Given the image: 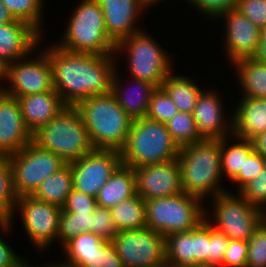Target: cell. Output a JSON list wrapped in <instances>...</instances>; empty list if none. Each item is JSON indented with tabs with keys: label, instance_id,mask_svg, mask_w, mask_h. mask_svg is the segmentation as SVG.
I'll use <instances>...</instances> for the list:
<instances>
[{
	"label": "cell",
	"instance_id": "cell-19",
	"mask_svg": "<svg viewBox=\"0 0 266 267\" xmlns=\"http://www.w3.org/2000/svg\"><path fill=\"white\" fill-rule=\"evenodd\" d=\"M42 35L30 24L15 20L0 24V68L26 57L37 48Z\"/></svg>",
	"mask_w": 266,
	"mask_h": 267
},
{
	"label": "cell",
	"instance_id": "cell-17",
	"mask_svg": "<svg viewBox=\"0 0 266 267\" xmlns=\"http://www.w3.org/2000/svg\"><path fill=\"white\" fill-rule=\"evenodd\" d=\"M204 90L199 95L192 112L200 136L203 139L217 140L232 136L233 117L227 119L224 115L222 98L218 92Z\"/></svg>",
	"mask_w": 266,
	"mask_h": 267
},
{
	"label": "cell",
	"instance_id": "cell-13",
	"mask_svg": "<svg viewBox=\"0 0 266 267\" xmlns=\"http://www.w3.org/2000/svg\"><path fill=\"white\" fill-rule=\"evenodd\" d=\"M18 210V211H16ZM62 208L34 198L32 195L19 197L14 214L21 213V221L28 239L36 250L44 251L58 237V224Z\"/></svg>",
	"mask_w": 266,
	"mask_h": 267
},
{
	"label": "cell",
	"instance_id": "cell-53",
	"mask_svg": "<svg viewBox=\"0 0 266 267\" xmlns=\"http://www.w3.org/2000/svg\"><path fill=\"white\" fill-rule=\"evenodd\" d=\"M29 267H34L33 265L31 266V265H29ZM36 267V266H35ZM37 267H39V266H37ZM41 267H67V266H64V265H62V264H60V263H55V264H46V266H45V264L44 265H41Z\"/></svg>",
	"mask_w": 266,
	"mask_h": 267
},
{
	"label": "cell",
	"instance_id": "cell-25",
	"mask_svg": "<svg viewBox=\"0 0 266 267\" xmlns=\"http://www.w3.org/2000/svg\"><path fill=\"white\" fill-rule=\"evenodd\" d=\"M232 64L238 75V85L243 89L242 97L266 98V63L255 57H244Z\"/></svg>",
	"mask_w": 266,
	"mask_h": 267
},
{
	"label": "cell",
	"instance_id": "cell-14",
	"mask_svg": "<svg viewBox=\"0 0 266 267\" xmlns=\"http://www.w3.org/2000/svg\"><path fill=\"white\" fill-rule=\"evenodd\" d=\"M69 164L73 188L96 198L101 187L122 164V159L119 151L93 150Z\"/></svg>",
	"mask_w": 266,
	"mask_h": 267
},
{
	"label": "cell",
	"instance_id": "cell-41",
	"mask_svg": "<svg viewBox=\"0 0 266 267\" xmlns=\"http://www.w3.org/2000/svg\"><path fill=\"white\" fill-rule=\"evenodd\" d=\"M266 163V159L256 152L255 150L245 158V164L243 165V171H240L232 180L238 187L239 192L247 183L257 177L263 170Z\"/></svg>",
	"mask_w": 266,
	"mask_h": 267
},
{
	"label": "cell",
	"instance_id": "cell-56",
	"mask_svg": "<svg viewBox=\"0 0 266 267\" xmlns=\"http://www.w3.org/2000/svg\"><path fill=\"white\" fill-rule=\"evenodd\" d=\"M7 159L6 155L0 153V165Z\"/></svg>",
	"mask_w": 266,
	"mask_h": 267
},
{
	"label": "cell",
	"instance_id": "cell-7",
	"mask_svg": "<svg viewBox=\"0 0 266 267\" xmlns=\"http://www.w3.org/2000/svg\"><path fill=\"white\" fill-rule=\"evenodd\" d=\"M203 200L199 197L179 193L170 197L145 200L146 227L165 238L173 233L190 231L205 220Z\"/></svg>",
	"mask_w": 266,
	"mask_h": 267
},
{
	"label": "cell",
	"instance_id": "cell-8",
	"mask_svg": "<svg viewBox=\"0 0 266 267\" xmlns=\"http://www.w3.org/2000/svg\"><path fill=\"white\" fill-rule=\"evenodd\" d=\"M148 34L141 30L125 37L116 43L115 54L127 52L130 78L145 80L161 88L163 81L172 73V59Z\"/></svg>",
	"mask_w": 266,
	"mask_h": 267
},
{
	"label": "cell",
	"instance_id": "cell-47",
	"mask_svg": "<svg viewBox=\"0 0 266 267\" xmlns=\"http://www.w3.org/2000/svg\"><path fill=\"white\" fill-rule=\"evenodd\" d=\"M230 239L210 225L211 265H223L224 252Z\"/></svg>",
	"mask_w": 266,
	"mask_h": 267
},
{
	"label": "cell",
	"instance_id": "cell-15",
	"mask_svg": "<svg viewBox=\"0 0 266 267\" xmlns=\"http://www.w3.org/2000/svg\"><path fill=\"white\" fill-rule=\"evenodd\" d=\"M137 194L143 200L170 197L184 192L177 159L134 168Z\"/></svg>",
	"mask_w": 266,
	"mask_h": 267
},
{
	"label": "cell",
	"instance_id": "cell-30",
	"mask_svg": "<svg viewBox=\"0 0 266 267\" xmlns=\"http://www.w3.org/2000/svg\"><path fill=\"white\" fill-rule=\"evenodd\" d=\"M110 210L118 231L140 229L147 225L145 201L138 194L123 200Z\"/></svg>",
	"mask_w": 266,
	"mask_h": 267
},
{
	"label": "cell",
	"instance_id": "cell-46",
	"mask_svg": "<svg viewBox=\"0 0 266 267\" xmlns=\"http://www.w3.org/2000/svg\"><path fill=\"white\" fill-rule=\"evenodd\" d=\"M96 204L95 197L88 196L73 188L62 209L67 212H93Z\"/></svg>",
	"mask_w": 266,
	"mask_h": 267
},
{
	"label": "cell",
	"instance_id": "cell-32",
	"mask_svg": "<svg viewBox=\"0 0 266 267\" xmlns=\"http://www.w3.org/2000/svg\"><path fill=\"white\" fill-rule=\"evenodd\" d=\"M92 212H67L61 210L57 241L63 246L70 239L82 233H92Z\"/></svg>",
	"mask_w": 266,
	"mask_h": 267
},
{
	"label": "cell",
	"instance_id": "cell-36",
	"mask_svg": "<svg viewBox=\"0 0 266 267\" xmlns=\"http://www.w3.org/2000/svg\"><path fill=\"white\" fill-rule=\"evenodd\" d=\"M179 112L177 106L162 89L157 88L150 98L146 118L166 124Z\"/></svg>",
	"mask_w": 266,
	"mask_h": 267
},
{
	"label": "cell",
	"instance_id": "cell-6",
	"mask_svg": "<svg viewBox=\"0 0 266 267\" xmlns=\"http://www.w3.org/2000/svg\"><path fill=\"white\" fill-rule=\"evenodd\" d=\"M70 16L63 38L56 45L70 52L115 54L116 43L106 32L98 0H81Z\"/></svg>",
	"mask_w": 266,
	"mask_h": 267
},
{
	"label": "cell",
	"instance_id": "cell-58",
	"mask_svg": "<svg viewBox=\"0 0 266 267\" xmlns=\"http://www.w3.org/2000/svg\"><path fill=\"white\" fill-rule=\"evenodd\" d=\"M1 80H2V69L0 68V84L3 83L1 82Z\"/></svg>",
	"mask_w": 266,
	"mask_h": 267
},
{
	"label": "cell",
	"instance_id": "cell-4",
	"mask_svg": "<svg viewBox=\"0 0 266 267\" xmlns=\"http://www.w3.org/2000/svg\"><path fill=\"white\" fill-rule=\"evenodd\" d=\"M32 141L58 155L67 164L94 150L80 112L69 105L33 133Z\"/></svg>",
	"mask_w": 266,
	"mask_h": 267
},
{
	"label": "cell",
	"instance_id": "cell-22",
	"mask_svg": "<svg viewBox=\"0 0 266 267\" xmlns=\"http://www.w3.org/2000/svg\"><path fill=\"white\" fill-rule=\"evenodd\" d=\"M230 116L233 136L252 140L266 131V98L242 97Z\"/></svg>",
	"mask_w": 266,
	"mask_h": 267
},
{
	"label": "cell",
	"instance_id": "cell-3",
	"mask_svg": "<svg viewBox=\"0 0 266 267\" xmlns=\"http://www.w3.org/2000/svg\"><path fill=\"white\" fill-rule=\"evenodd\" d=\"M177 160L181 185L185 193L204 200L207 195L215 197L227 192L220 186L223 180L220 139H202L183 146L180 148Z\"/></svg>",
	"mask_w": 266,
	"mask_h": 267
},
{
	"label": "cell",
	"instance_id": "cell-29",
	"mask_svg": "<svg viewBox=\"0 0 266 267\" xmlns=\"http://www.w3.org/2000/svg\"><path fill=\"white\" fill-rule=\"evenodd\" d=\"M166 266L194 267V229L165 238Z\"/></svg>",
	"mask_w": 266,
	"mask_h": 267
},
{
	"label": "cell",
	"instance_id": "cell-18",
	"mask_svg": "<svg viewBox=\"0 0 266 267\" xmlns=\"http://www.w3.org/2000/svg\"><path fill=\"white\" fill-rule=\"evenodd\" d=\"M31 141L18 99L0 89V153L8 156L19 152Z\"/></svg>",
	"mask_w": 266,
	"mask_h": 267
},
{
	"label": "cell",
	"instance_id": "cell-21",
	"mask_svg": "<svg viewBox=\"0 0 266 267\" xmlns=\"http://www.w3.org/2000/svg\"><path fill=\"white\" fill-rule=\"evenodd\" d=\"M17 99L24 123L32 134L67 106L55 90L30 94Z\"/></svg>",
	"mask_w": 266,
	"mask_h": 267
},
{
	"label": "cell",
	"instance_id": "cell-24",
	"mask_svg": "<svg viewBox=\"0 0 266 267\" xmlns=\"http://www.w3.org/2000/svg\"><path fill=\"white\" fill-rule=\"evenodd\" d=\"M136 194L135 171L132 167L121 164L99 190L96 203L105 208H112Z\"/></svg>",
	"mask_w": 266,
	"mask_h": 267
},
{
	"label": "cell",
	"instance_id": "cell-28",
	"mask_svg": "<svg viewBox=\"0 0 266 267\" xmlns=\"http://www.w3.org/2000/svg\"><path fill=\"white\" fill-rule=\"evenodd\" d=\"M229 138L230 136L220 139V152L222 176L224 178V175H226L225 177H228L231 181L240 171H243L245 158H248L254 151V146L251 140L242 139L233 135L231 138H235L237 142H232L234 144L229 145V142L232 140Z\"/></svg>",
	"mask_w": 266,
	"mask_h": 267
},
{
	"label": "cell",
	"instance_id": "cell-48",
	"mask_svg": "<svg viewBox=\"0 0 266 267\" xmlns=\"http://www.w3.org/2000/svg\"><path fill=\"white\" fill-rule=\"evenodd\" d=\"M6 243L3 238L0 237V267H18L25 258L19 257Z\"/></svg>",
	"mask_w": 266,
	"mask_h": 267
},
{
	"label": "cell",
	"instance_id": "cell-16",
	"mask_svg": "<svg viewBox=\"0 0 266 267\" xmlns=\"http://www.w3.org/2000/svg\"><path fill=\"white\" fill-rule=\"evenodd\" d=\"M218 18L226 21L224 48L231 65L238 59L254 57L259 49L262 30L237 9L225 11L215 19Z\"/></svg>",
	"mask_w": 266,
	"mask_h": 267
},
{
	"label": "cell",
	"instance_id": "cell-31",
	"mask_svg": "<svg viewBox=\"0 0 266 267\" xmlns=\"http://www.w3.org/2000/svg\"><path fill=\"white\" fill-rule=\"evenodd\" d=\"M108 240L93 233H82L67 241L62 249L66 261L61 263L67 267H80L93 253L99 250Z\"/></svg>",
	"mask_w": 266,
	"mask_h": 267
},
{
	"label": "cell",
	"instance_id": "cell-44",
	"mask_svg": "<svg viewBox=\"0 0 266 267\" xmlns=\"http://www.w3.org/2000/svg\"><path fill=\"white\" fill-rule=\"evenodd\" d=\"M248 256L247 241L230 239L223 256L224 267H246Z\"/></svg>",
	"mask_w": 266,
	"mask_h": 267
},
{
	"label": "cell",
	"instance_id": "cell-12",
	"mask_svg": "<svg viewBox=\"0 0 266 267\" xmlns=\"http://www.w3.org/2000/svg\"><path fill=\"white\" fill-rule=\"evenodd\" d=\"M125 267H165V237L148 228L119 231L111 240Z\"/></svg>",
	"mask_w": 266,
	"mask_h": 267
},
{
	"label": "cell",
	"instance_id": "cell-55",
	"mask_svg": "<svg viewBox=\"0 0 266 267\" xmlns=\"http://www.w3.org/2000/svg\"><path fill=\"white\" fill-rule=\"evenodd\" d=\"M194 267H224V266L223 265L203 264V265H195Z\"/></svg>",
	"mask_w": 266,
	"mask_h": 267
},
{
	"label": "cell",
	"instance_id": "cell-51",
	"mask_svg": "<svg viewBox=\"0 0 266 267\" xmlns=\"http://www.w3.org/2000/svg\"><path fill=\"white\" fill-rule=\"evenodd\" d=\"M15 17L9 9L0 0V24H6L15 21Z\"/></svg>",
	"mask_w": 266,
	"mask_h": 267
},
{
	"label": "cell",
	"instance_id": "cell-1",
	"mask_svg": "<svg viewBox=\"0 0 266 267\" xmlns=\"http://www.w3.org/2000/svg\"><path fill=\"white\" fill-rule=\"evenodd\" d=\"M54 90L62 101L75 106L83 99L112 92L116 54L70 52L58 45L47 48Z\"/></svg>",
	"mask_w": 266,
	"mask_h": 267
},
{
	"label": "cell",
	"instance_id": "cell-38",
	"mask_svg": "<svg viewBox=\"0 0 266 267\" xmlns=\"http://www.w3.org/2000/svg\"><path fill=\"white\" fill-rule=\"evenodd\" d=\"M250 205L266 211V163L261 173L238 193Z\"/></svg>",
	"mask_w": 266,
	"mask_h": 267
},
{
	"label": "cell",
	"instance_id": "cell-43",
	"mask_svg": "<svg viewBox=\"0 0 266 267\" xmlns=\"http://www.w3.org/2000/svg\"><path fill=\"white\" fill-rule=\"evenodd\" d=\"M235 9L261 30L266 28V0H238Z\"/></svg>",
	"mask_w": 266,
	"mask_h": 267
},
{
	"label": "cell",
	"instance_id": "cell-34",
	"mask_svg": "<svg viewBox=\"0 0 266 267\" xmlns=\"http://www.w3.org/2000/svg\"><path fill=\"white\" fill-rule=\"evenodd\" d=\"M17 20L24 21L41 35L44 0H1Z\"/></svg>",
	"mask_w": 266,
	"mask_h": 267
},
{
	"label": "cell",
	"instance_id": "cell-40",
	"mask_svg": "<svg viewBox=\"0 0 266 267\" xmlns=\"http://www.w3.org/2000/svg\"><path fill=\"white\" fill-rule=\"evenodd\" d=\"M92 233L111 241L119 232L111 215L110 208L97 205L93 208Z\"/></svg>",
	"mask_w": 266,
	"mask_h": 267
},
{
	"label": "cell",
	"instance_id": "cell-45",
	"mask_svg": "<svg viewBox=\"0 0 266 267\" xmlns=\"http://www.w3.org/2000/svg\"><path fill=\"white\" fill-rule=\"evenodd\" d=\"M188 3L192 4L198 11H201L208 18H215L221 13L230 9H235L238 0H187Z\"/></svg>",
	"mask_w": 266,
	"mask_h": 267
},
{
	"label": "cell",
	"instance_id": "cell-50",
	"mask_svg": "<svg viewBox=\"0 0 266 267\" xmlns=\"http://www.w3.org/2000/svg\"><path fill=\"white\" fill-rule=\"evenodd\" d=\"M254 57L259 61L266 63V28L262 29L259 49Z\"/></svg>",
	"mask_w": 266,
	"mask_h": 267
},
{
	"label": "cell",
	"instance_id": "cell-23",
	"mask_svg": "<svg viewBox=\"0 0 266 267\" xmlns=\"http://www.w3.org/2000/svg\"><path fill=\"white\" fill-rule=\"evenodd\" d=\"M117 70L118 68L116 69L113 77L112 93L116 96L120 107L133 120L146 118L150 98L157 87L145 80L132 78L134 81L133 84L135 85L132 86L133 88L135 87L134 89H136V92H133L134 90L131 89L130 93V88L129 90L123 89V82L121 81L120 76H118L119 73L117 72Z\"/></svg>",
	"mask_w": 266,
	"mask_h": 267
},
{
	"label": "cell",
	"instance_id": "cell-49",
	"mask_svg": "<svg viewBox=\"0 0 266 267\" xmlns=\"http://www.w3.org/2000/svg\"><path fill=\"white\" fill-rule=\"evenodd\" d=\"M251 141L254 150L266 159V131L254 137Z\"/></svg>",
	"mask_w": 266,
	"mask_h": 267
},
{
	"label": "cell",
	"instance_id": "cell-9",
	"mask_svg": "<svg viewBox=\"0 0 266 267\" xmlns=\"http://www.w3.org/2000/svg\"><path fill=\"white\" fill-rule=\"evenodd\" d=\"M236 195L227 191L212 197L214 204L211 217L215 219L209 220L206 211L205 220L229 239L248 241L265 220V212L250 205L239 194Z\"/></svg>",
	"mask_w": 266,
	"mask_h": 267
},
{
	"label": "cell",
	"instance_id": "cell-11",
	"mask_svg": "<svg viewBox=\"0 0 266 267\" xmlns=\"http://www.w3.org/2000/svg\"><path fill=\"white\" fill-rule=\"evenodd\" d=\"M31 54L8 64L2 70V80L10 85L6 88L1 84L0 89L7 95L18 98L54 90L47 48L41 50L38 56L34 57L36 59H33Z\"/></svg>",
	"mask_w": 266,
	"mask_h": 267
},
{
	"label": "cell",
	"instance_id": "cell-27",
	"mask_svg": "<svg viewBox=\"0 0 266 267\" xmlns=\"http://www.w3.org/2000/svg\"><path fill=\"white\" fill-rule=\"evenodd\" d=\"M161 88L168 94L179 112L191 113L203 91L197 82L184 75L170 73L163 81Z\"/></svg>",
	"mask_w": 266,
	"mask_h": 267
},
{
	"label": "cell",
	"instance_id": "cell-33",
	"mask_svg": "<svg viewBox=\"0 0 266 267\" xmlns=\"http://www.w3.org/2000/svg\"><path fill=\"white\" fill-rule=\"evenodd\" d=\"M169 134L181 148L202 140L191 113L178 112L166 123Z\"/></svg>",
	"mask_w": 266,
	"mask_h": 267
},
{
	"label": "cell",
	"instance_id": "cell-37",
	"mask_svg": "<svg viewBox=\"0 0 266 267\" xmlns=\"http://www.w3.org/2000/svg\"><path fill=\"white\" fill-rule=\"evenodd\" d=\"M247 243L246 267H266V220L255 230Z\"/></svg>",
	"mask_w": 266,
	"mask_h": 267
},
{
	"label": "cell",
	"instance_id": "cell-35",
	"mask_svg": "<svg viewBox=\"0 0 266 267\" xmlns=\"http://www.w3.org/2000/svg\"><path fill=\"white\" fill-rule=\"evenodd\" d=\"M19 196L14 187L13 169L6 159L0 165V212L9 220L15 212Z\"/></svg>",
	"mask_w": 266,
	"mask_h": 267
},
{
	"label": "cell",
	"instance_id": "cell-57",
	"mask_svg": "<svg viewBox=\"0 0 266 267\" xmlns=\"http://www.w3.org/2000/svg\"><path fill=\"white\" fill-rule=\"evenodd\" d=\"M18 267H29V263L24 260Z\"/></svg>",
	"mask_w": 266,
	"mask_h": 267
},
{
	"label": "cell",
	"instance_id": "cell-26",
	"mask_svg": "<svg viewBox=\"0 0 266 267\" xmlns=\"http://www.w3.org/2000/svg\"><path fill=\"white\" fill-rule=\"evenodd\" d=\"M73 189V179L70 164H66L56 173L42 181L32 196L38 200L62 208L68 194Z\"/></svg>",
	"mask_w": 266,
	"mask_h": 267
},
{
	"label": "cell",
	"instance_id": "cell-39",
	"mask_svg": "<svg viewBox=\"0 0 266 267\" xmlns=\"http://www.w3.org/2000/svg\"><path fill=\"white\" fill-rule=\"evenodd\" d=\"M211 264L210 224L204 220L194 229V266Z\"/></svg>",
	"mask_w": 266,
	"mask_h": 267
},
{
	"label": "cell",
	"instance_id": "cell-52",
	"mask_svg": "<svg viewBox=\"0 0 266 267\" xmlns=\"http://www.w3.org/2000/svg\"><path fill=\"white\" fill-rule=\"evenodd\" d=\"M13 223V221H8V219L0 212V231H2L1 233L4 234V232H7L8 231L10 232V230H12V227L11 226ZM4 231V232H3Z\"/></svg>",
	"mask_w": 266,
	"mask_h": 267
},
{
	"label": "cell",
	"instance_id": "cell-2",
	"mask_svg": "<svg viewBox=\"0 0 266 267\" xmlns=\"http://www.w3.org/2000/svg\"><path fill=\"white\" fill-rule=\"evenodd\" d=\"M75 107L94 150L120 152L124 148L133 119L120 107L112 92L83 99Z\"/></svg>",
	"mask_w": 266,
	"mask_h": 267
},
{
	"label": "cell",
	"instance_id": "cell-5",
	"mask_svg": "<svg viewBox=\"0 0 266 267\" xmlns=\"http://www.w3.org/2000/svg\"><path fill=\"white\" fill-rule=\"evenodd\" d=\"M179 151L180 147L169 134L166 124L140 118L133 120L120 154L122 164L134 169L175 160Z\"/></svg>",
	"mask_w": 266,
	"mask_h": 267
},
{
	"label": "cell",
	"instance_id": "cell-54",
	"mask_svg": "<svg viewBox=\"0 0 266 267\" xmlns=\"http://www.w3.org/2000/svg\"><path fill=\"white\" fill-rule=\"evenodd\" d=\"M160 0H144L145 4L149 7L154 6L155 3L159 2Z\"/></svg>",
	"mask_w": 266,
	"mask_h": 267
},
{
	"label": "cell",
	"instance_id": "cell-10",
	"mask_svg": "<svg viewBox=\"0 0 266 267\" xmlns=\"http://www.w3.org/2000/svg\"><path fill=\"white\" fill-rule=\"evenodd\" d=\"M7 160L13 169L14 187L19 197L32 195L43 180L67 164L33 141L21 151L8 155Z\"/></svg>",
	"mask_w": 266,
	"mask_h": 267
},
{
	"label": "cell",
	"instance_id": "cell-42",
	"mask_svg": "<svg viewBox=\"0 0 266 267\" xmlns=\"http://www.w3.org/2000/svg\"><path fill=\"white\" fill-rule=\"evenodd\" d=\"M80 267H125L111 241H107L93 253Z\"/></svg>",
	"mask_w": 266,
	"mask_h": 267
},
{
	"label": "cell",
	"instance_id": "cell-20",
	"mask_svg": "<svg viewBox=\"0 0 266 267\" xmlns=\"http://www.w3.org/2000/svg\"><path fill=\"white\" fill-rule=\"evenodd\" d=\"M104 14L106 32L118 43L125 37L141 31L136 20L148 7L144 0H98ZM143 10V11H142Z\"/></svg>",
	"mask_w": 266,
	"mask_h": 267
}]
</instances>
